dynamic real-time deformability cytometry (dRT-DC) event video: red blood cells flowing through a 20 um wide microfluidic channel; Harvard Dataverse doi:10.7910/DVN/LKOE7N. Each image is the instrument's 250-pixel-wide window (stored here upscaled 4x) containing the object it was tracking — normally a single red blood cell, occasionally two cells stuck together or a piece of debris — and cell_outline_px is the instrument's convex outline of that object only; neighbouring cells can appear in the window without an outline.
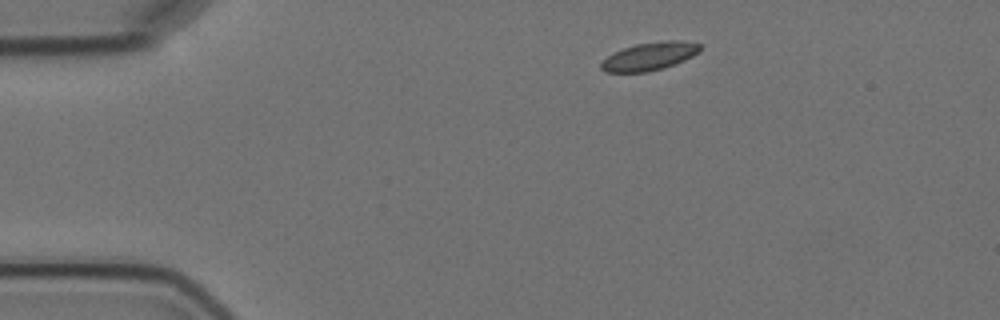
{"species": "Egyptian fruit bat (a non-hibernating species)", "species_latin": "Rousettus aegyptiacus", "temperature_condition": "cold", "stored_images_in_passage": 4, "camera_frame_rate_fps": 3000, "um_per_image_px": 0.085, "animal": {"sex": "female"}, "frame": {"image": 1, "passage_image": 1, "time_ms": 0.0, "image_size_px": [1000, 320], "cell_outline_px": [[700, 52], [676, 64], [664, 68], [648, 72], [604, 72], [600, 68], [600, 64], [608, 56], [624, 48], [636, 44], [668, 40], [680, 40], [700, 44]], "centroid_in_image_um": [55.23, 4.79], "position_along_channel_um": 29.8, "area_um2": 16.07}}
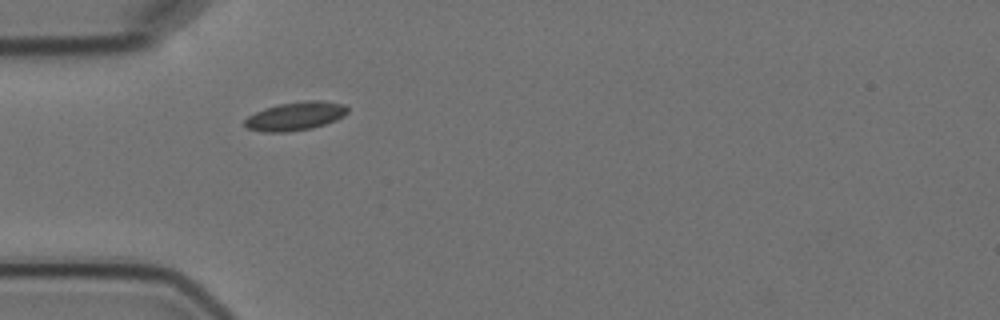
{"frame": {"image": 2, "passage_image": 3, "time_ms": 2.333, "image_size_px": [1000, 320], "cell_outline_px": [[348, 112], [344, 116], [336, 120], [312, 128], [288, 132], [264, 132], [248, 128], [244, 124], [244, 120], [248, 116], [264, 108], [280, 104], [304, 100], [324, 100], [344, 104], [348, 108]], "centroid_in_image_um": [25.13, 9.86], "position_along_channel_um": 59.9, "area_um2": 17.17}}
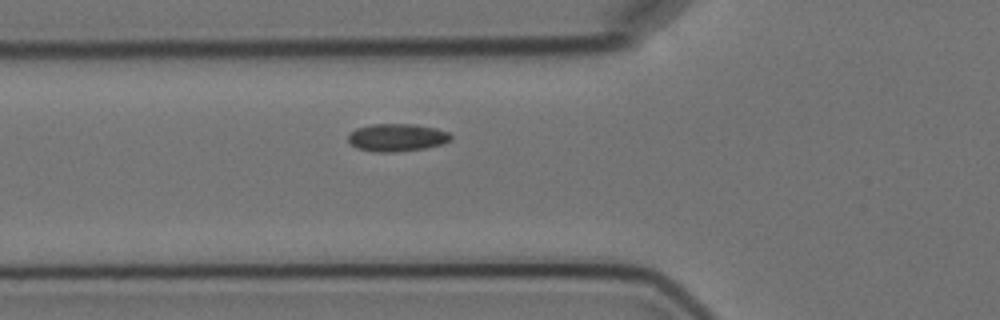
{"frame": {"image": 3, "passage_image": 4, "time_ms": 3.333, "image_size_px": [1000, 320], "cell_outline_px": [[452, 140], [440, 144], [424, 148], [396, 152], [372, 152], [356, 148], [348, 140], [348, 136], [356, 128], [372, 124], [416, 124], [436, 128], [448, 132], [452, 136]], "centroid_in_image_um": [33.74, 11.69], "position_along_channel_um": 92.1, "area_um2": 16.59}}